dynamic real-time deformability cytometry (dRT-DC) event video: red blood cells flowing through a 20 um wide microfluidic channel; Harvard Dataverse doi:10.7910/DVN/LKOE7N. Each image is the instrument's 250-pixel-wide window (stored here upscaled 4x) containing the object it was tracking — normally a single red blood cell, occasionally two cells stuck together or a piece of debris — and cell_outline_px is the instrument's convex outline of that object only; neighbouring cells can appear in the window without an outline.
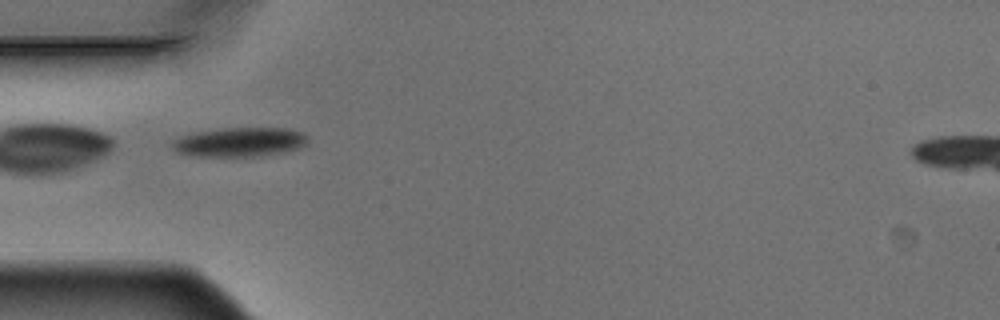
{"species": "Egyptian fruit bat (a non-hibernating species)", "species_latin": "Rousettus aegyptiacus", "temperature_condition": "warm", "stored_images_in_passage": 12, "camera_frame_rate_fps": 3000, "um_per_image_px": 0.085, "animal": {"sex": "male"}, "frame": {"image": 1, "passage_image": 2, "time_ms": 0.333, "image_size_px": [1000, 320], "cell_outline_px": [[308, 140], [300, 148], [284, 152], [260, 156], [196, 156], [176, 152], [172, 148], [172, 140], [196, 132], [224, 128], [288, 128], [304, 132], [308, 136]], "centroid_in_image_um": [20.41, 12.07], "position_along_channel_um": 64.6, "area_um2": 23.12}}
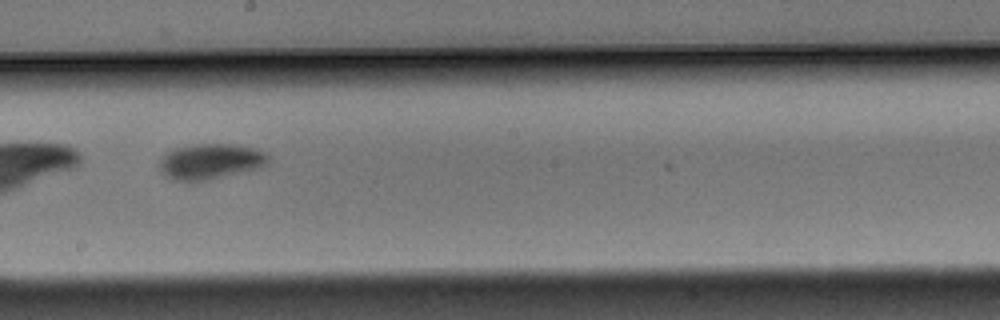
{"frame": {"image": 2, "passage_image": 6, "time_ms": 1.667, "image_size_px": [1000, 320], "cell_outline_px": [[268, 160], [264, 164], [256, 168], [208, 180], [172, 180], [164, 176], [160, 172], [156, 164], [168, 152], [176, 148], [196, 144], [232, 144], [252, 148], [264, 152], [268, 156]], "centroid_in_image_um": [17.8, 13.72], "position_along_channel_um": 230.4, "area_um2": 22.14}}
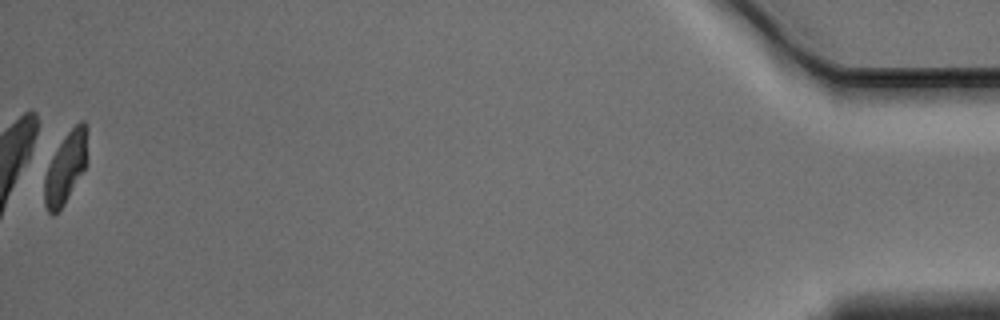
{"frame": {"image": 3, "passage_image": 12, "time_ms": 3.667, "image_size_px": [1000, 320], "cell_outline_px": [[88, 132], [84, 168], [64, 204], [52, 216], [48, 212], [44, 204], [44, 176], [48, 164], [52, 156], [64, 136], [80, 120], [84, 120], [88, 128]], "centroid_in_image_um": [5.56, 14.23], "position_along_channel_um": 429.6, "area_um2": 17.57}}